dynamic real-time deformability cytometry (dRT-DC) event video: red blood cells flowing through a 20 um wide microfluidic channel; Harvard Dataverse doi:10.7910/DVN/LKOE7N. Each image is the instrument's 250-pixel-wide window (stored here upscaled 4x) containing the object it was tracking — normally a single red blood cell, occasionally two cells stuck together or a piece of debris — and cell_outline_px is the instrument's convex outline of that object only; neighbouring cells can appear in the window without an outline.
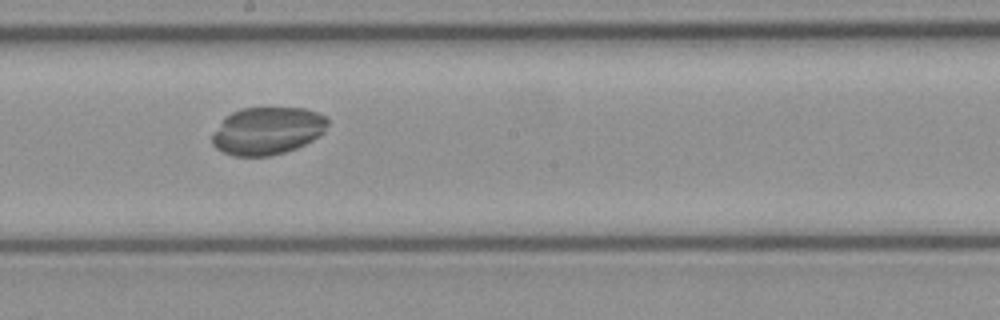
{"species": "common noctule bat (a hibernating species)", "species_latin": "Nyctalus noctula", "temperature_condition": "cold", "stored_images_in_passage": 48, "camera_frame_rate_fps": 3000, "um_per_image_px": 0.085, "animal": {"sex": "female", "body_mass_g": 21.9}, "frame": {"image": 1, "passage_image": 26, "time_ms": 8.333, "image_size_px": [1000, 320], "cell_outline_px": [[328, 124], [324, 132], [320, 136], [296, 148], [284, 152], [268, 156], [232, 156], [216, 148], [212, 144], [212, 136], [224, 116], [232, 112], [244, 108], [304, 108], [316, 112], [324, 116], [328, 120]], "centroid_in_image_um": [22.72, 11.12], "position_along_channel_um": 225.5, "area_um2": 31.96}}